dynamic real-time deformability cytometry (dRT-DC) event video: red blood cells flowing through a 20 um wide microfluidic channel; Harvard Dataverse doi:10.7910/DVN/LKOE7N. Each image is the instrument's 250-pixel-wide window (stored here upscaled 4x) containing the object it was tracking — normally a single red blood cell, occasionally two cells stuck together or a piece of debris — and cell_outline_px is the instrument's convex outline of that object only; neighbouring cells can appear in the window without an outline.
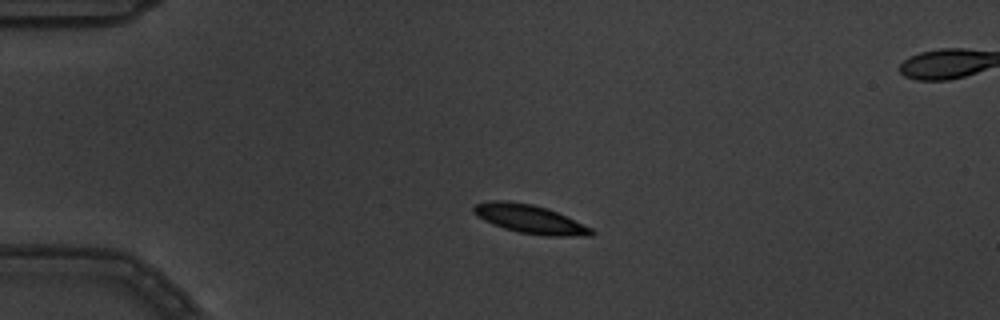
{"species": "common noctule bat (a hibernating species)", "species_latin": "Nyctalus noctula", "temperature_condition": "warm", "stored_images_in_passage": 5, "segment_of_instrument_passage": [1, 2], "camera_frame_rate_fps": 3000, "um_per_image_px": 0.085, "animal": {"sex": "male", "body_mass_g": 19.5, "forearm_length_mm": 54.6}, "frame": {"image": 1, "passage_image": 3, "time_ms": 0.667, "image_size_px": [1000, 320], "cell_outline_px": [[596, 232], [592, 236], [544, 236], [520, 232], [504, 228], [484, 220], [476, 216], [472, 212], [472, 208], [476, 204], [492, 200], [508, 200], [532, 204], [548, 208], [592, 228]], "centroid_in_image_um": [45.05, 18.62], "position_along_channel_um": 40.0, "area_um2": 19.71}}